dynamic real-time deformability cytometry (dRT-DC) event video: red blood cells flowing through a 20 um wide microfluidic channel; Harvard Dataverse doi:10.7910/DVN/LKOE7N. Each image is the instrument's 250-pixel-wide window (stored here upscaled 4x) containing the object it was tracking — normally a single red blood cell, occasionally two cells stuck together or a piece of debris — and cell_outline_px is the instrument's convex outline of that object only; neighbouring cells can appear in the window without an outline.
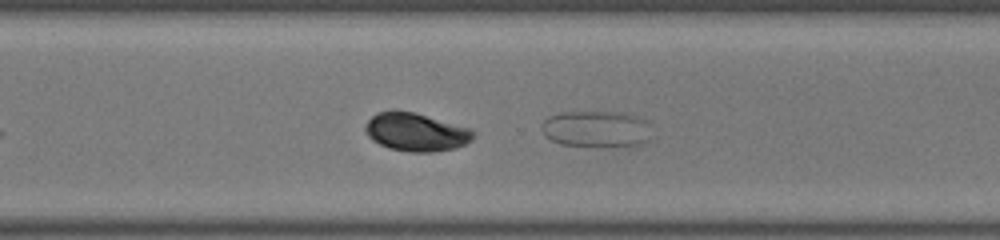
{"species": "common noctule bat (a hibernating species)", "species_latin": "Nyctalus noctula", "temperature_condition": "room temperature", "stored_images_in_passage": 37, "camera_frame_rate_fps": 3000, "um_per_image_px": 0.085, "animal": {"sex": "female", "body_mass_g": 22.0, "forearm_length_mm": 56.7}, "frame": {"image": 1, "passage_image": 25, "time_ms": 8.0, "image_size_px": [1000, 240], "cell_outline_px": [[648, 140], [640, 144], [560, 144], [544, 136], [540, 128], [540, 124], [548, 116], [560, 112], [620, 112], [640, 116], [648, 120]], "centroid_in_image_um": [50.62, 10.9], "position_along_channel_um": 320.0, "area_um2": 22.77}}